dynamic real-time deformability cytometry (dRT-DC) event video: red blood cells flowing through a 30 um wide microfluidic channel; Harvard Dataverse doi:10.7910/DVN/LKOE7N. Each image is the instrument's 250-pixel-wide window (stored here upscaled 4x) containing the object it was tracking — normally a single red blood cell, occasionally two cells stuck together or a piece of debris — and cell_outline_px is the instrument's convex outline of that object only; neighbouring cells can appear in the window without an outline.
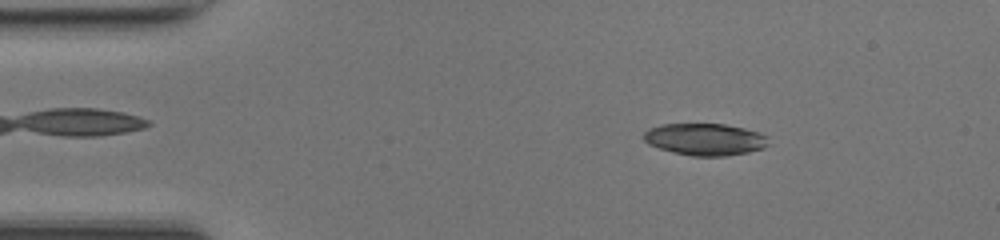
{"species": "common noctule bat (a hibernating species)", "species_latin": "Nyctalus noctula", "temperature_condition": "room temperature", "stored_images_in_passage": 49, "segment_of_instrument_passage": [1, 2], "camera_frame_rate_fps": 3000, "um_per_image_px": 0.085, "animal": {"sex": "female", "body_mass_g": 17.0, "forearm_length_mm": 48.0}, "frame": {"image": 1, "passage_image": 7, "time_ms": 2.0, "image_size_px": [1000, 240], "cell_outline_px": [[768, 144], [764, 148], [748, 152], [724, 156], [692, 156], [660, 148], [648, 144], [644, 140], [644, 132], [648, 128], [664, 124], [724, 124], [744, 128], [768, 136]], "centroid_in_image_um": [59.93, 11.84], "position_along_channel_um": 25.1, "area_um2": 23.06}}
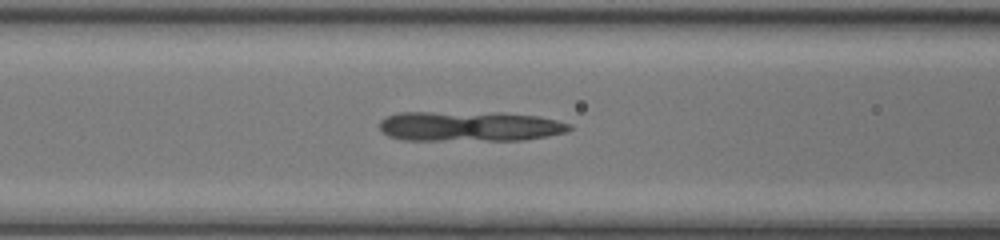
{"frame": {"image": 2, "passage_image": 19, "time_ms": 6.0, "image_size_px": [1000, 240], "cell_outline_px": [[572, 128], [564, 132], [548, 136], [524, 140], [404, 140], [388, 136], [380, 128], [380, 120], [388, 116], [400, 112], [500, 112], [540, 116], [572, 124]], "centroid_in_image_um": [39.94, 10.73], "position_along_channel_um": 126.7, "area_um2": 33.58}}
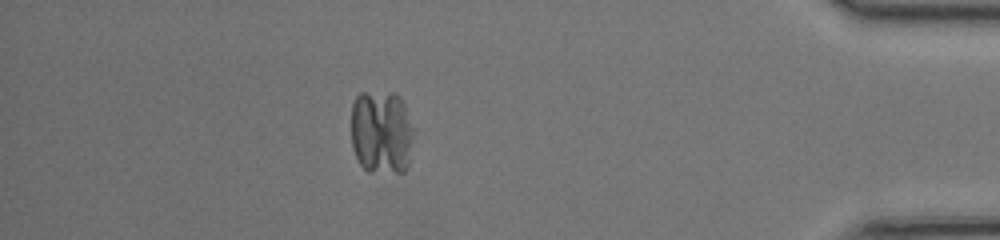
{"frame": {"image": 3, "passage_image": 42, "time_ms": 13.667, "image_size_px": [1000, 240], "cell_outline_px": [[412, 140], [408, 168], [404, 172], [368, 172], [356, 160], [352, 148], [352, 104], [356, 96], [360, 92], [396, 92], [400, 96], [404, 104], [412, 128]], "centroid_in_image_um": [32.4, 11.24], "position_along_channel_um": 402.8, "area_um2": 31.1}}